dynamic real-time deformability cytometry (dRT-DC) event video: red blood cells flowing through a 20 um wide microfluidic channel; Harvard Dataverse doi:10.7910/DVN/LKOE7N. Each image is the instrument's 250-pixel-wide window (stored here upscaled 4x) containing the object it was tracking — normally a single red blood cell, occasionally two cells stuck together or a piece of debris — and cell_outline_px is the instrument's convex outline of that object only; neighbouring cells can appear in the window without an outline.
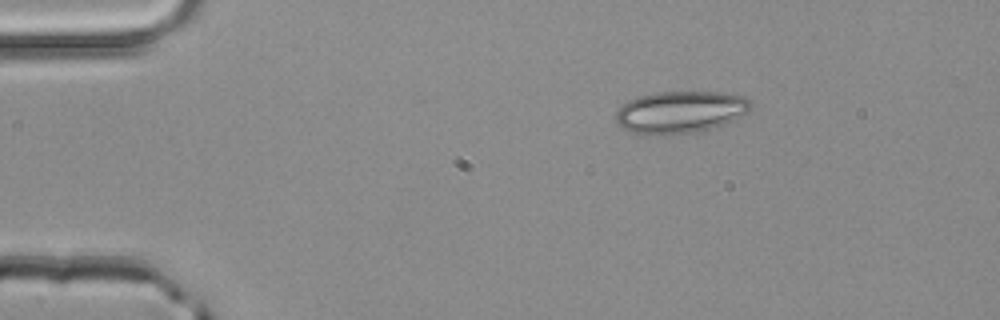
{"species": "common noctule bat (a hibernating species)", "species_latin": "Nyctalus noctula", "temperature_condition": "room temperature", "stored_images_in_passage": 2, "camera_frame_rate_fps": 3000, "um_per_image_px": 0.085, "animal": {"sex": "male", "body_mass_g": 20.4}, "frame": {"image": 1, "passage_image": 1, "time_ms": 0.0, "image_size_px": [1000, 320], "cell_outline_px": [[752, 108], [748, 112], [720, 124], [708, 128], [688, 132], [656, 136], [648, 136], [632, 132], [624, 128], [616, 120], [616, 112], [628, 100], [640, 96], [656, 92], [720, 92], [744, 96], [752, 104]], "centroid_in_image_um": [57.79, 9.51], "position_along_channel_um": 27.2, "area_um2": 32.6}}